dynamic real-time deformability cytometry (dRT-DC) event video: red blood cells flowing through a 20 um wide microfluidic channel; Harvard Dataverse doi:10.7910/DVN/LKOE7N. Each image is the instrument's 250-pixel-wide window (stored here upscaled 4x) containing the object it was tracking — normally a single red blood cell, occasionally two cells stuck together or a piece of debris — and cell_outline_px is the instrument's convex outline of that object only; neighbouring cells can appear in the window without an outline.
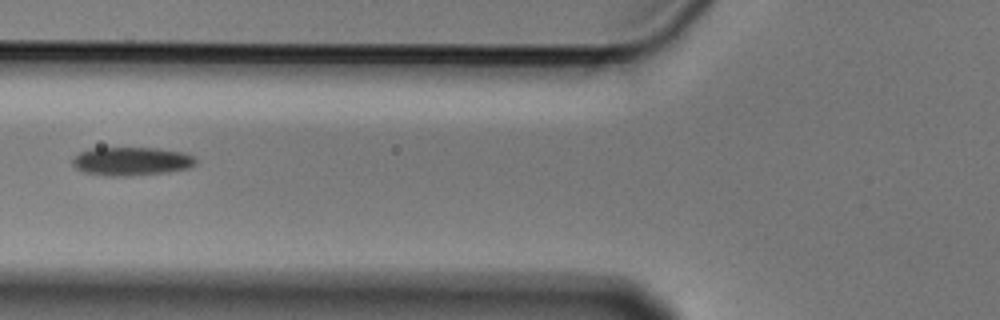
{"species": "Egyptian fruit bat (a non-hibernating species)", "species_latin": "Rousettus aegyptiacus", "temperature_condition": "cold", "stored_images_in_passage": 7, "camera_frame_rate_fps": 3000, "um_per_image_px": 0.085, "animal": {"sex": "male"}, "frame": {"image": 1, "passage_image": 7, "time_ms": 2.0, "image_size_px": [1000, 320], "cell_outline_px": [[196, 164], [188, 168], [168, 172], [128, 176], [108, 176], [84, 172], [76, 168], [72, 164], [72, 160], [80, 152], [88, 148], [156, 148], [184, 152], [192, 156], [196, 160]], "centroid_in_image_um": [11.17, 13.71], "position_along_channel_um": 114.6, "area_um2": 20.46}}